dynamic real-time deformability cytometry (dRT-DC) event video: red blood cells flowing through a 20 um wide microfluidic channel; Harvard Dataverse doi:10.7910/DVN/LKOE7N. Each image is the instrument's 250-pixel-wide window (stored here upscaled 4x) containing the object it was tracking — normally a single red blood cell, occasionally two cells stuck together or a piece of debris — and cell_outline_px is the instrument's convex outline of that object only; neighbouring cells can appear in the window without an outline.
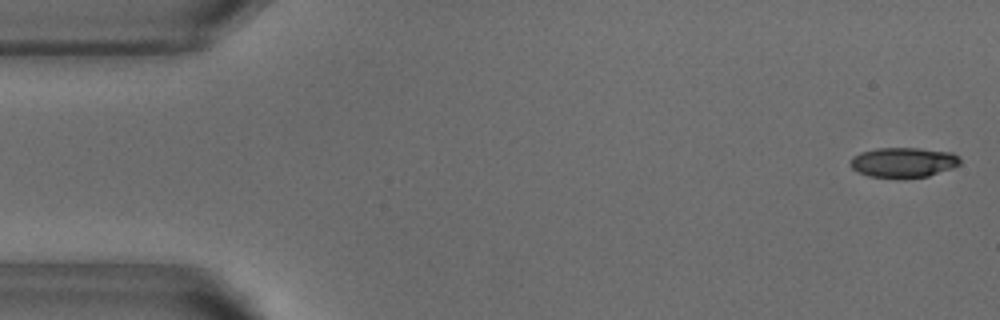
{"species": "common noctule bat (a hibernating species)", "species_latin": "Nyctalus noctula", "temperature_condition": "warm", "stored_images_in_passage": 51, "camera_frame_rate_fps": 3000, "um_per_image_px": 0.085, "animal": {"sex": "male", "body_mass_g": 18.8}, "frame": {"image": 1, "passage_image": 1, "time_ms": 0.0, "image_size_px": [1000, 320], "cell_outline_px": [[960, 164], [952, 168], [928, 176], [868, 176], [856, 172], [848, 164], [852, 156], [860, 152], [876, 148], [920, 148], [952, 152], [960, 160]], "centroid_in_image_um": [76.74, 13.77], "position_along_channel_um": 8.3, "area_um2": 18.9}}
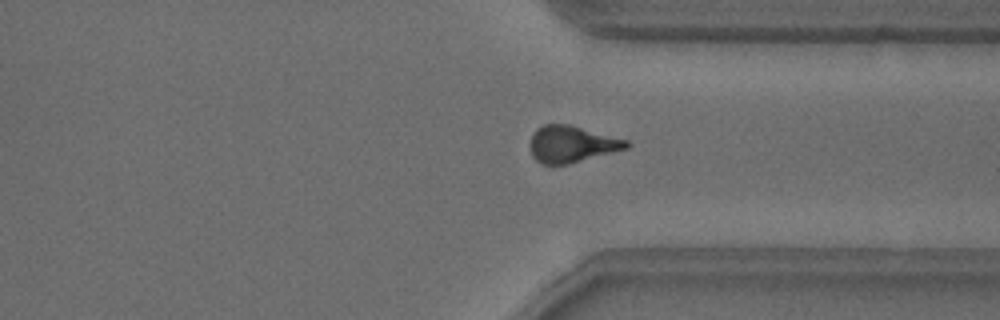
{"frame": {"image": 2, "passage_image": 38, "time_ms": 12.333, "image_size_px": [1000, 320], "cell_outline_px": [[632, 144], [628, 148], [568, 164], [544, 164], [536, 160], [532, 156], [528, 144], [536, 128], [544, 124], [568, 124], [628, 140]], "centroid_in_image_um": [48.58, 12.24], "position_along_channel_um": 362.8, "area_um2": 20.58}}
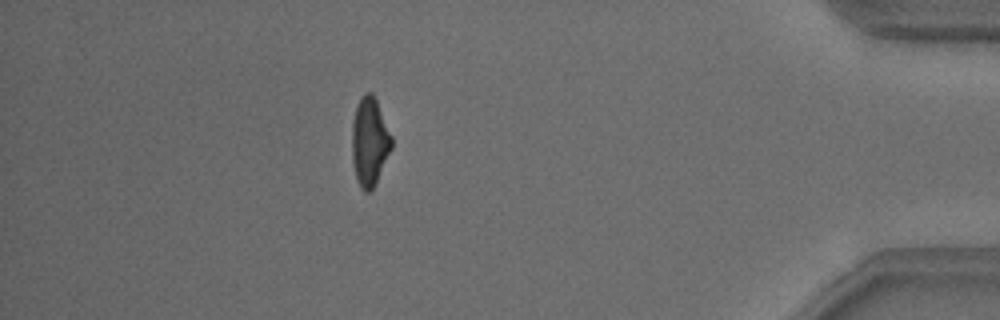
{"frame": {"image": 3, "passage_image": 45, "time_ms": 14.667, "image_size_px": [1000, 320], "cell_outline_px": [[392, 148], [372, 188], [368, 192], [364, 192], [360, 188], [356, 180], [352, 160], [352, 124], [356, 108], [364, 92], [372, 92], [376, 100], [392, 136]], "centroid_in_image_um": [31.4, 12.05], "position_along_channel_um": 403.8, "area_um2": 20.17}, "authors_computed_cell_mechanics": {"area_um2": 20.5768, "velocity_mm_per_s": 3.8664, "shape_relaxation_time_tau1_ms": 4.2075, "shape_relaxation_time_tau2_ms": 2.385, "deformation_change_tau1": 0.1603, "deformation_change_tau2": 0.1086}}